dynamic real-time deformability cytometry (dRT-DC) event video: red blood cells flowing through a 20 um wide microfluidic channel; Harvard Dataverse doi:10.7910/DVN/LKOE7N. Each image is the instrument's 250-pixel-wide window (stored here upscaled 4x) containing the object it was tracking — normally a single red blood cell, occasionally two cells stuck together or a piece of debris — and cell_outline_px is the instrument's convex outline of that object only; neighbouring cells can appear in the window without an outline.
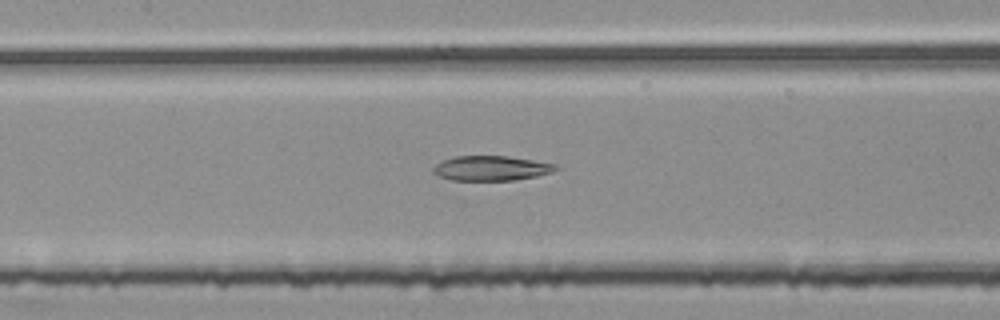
{"species": "common noctule bat (a hibernating species)", "species_latin": "Nyctalus noctula", "temperature_condition": "room temperature", "stored_images_in_passage": 54, "camera_frame_rate_fps": 3000, "um_per_image_px": 0.085, "animal": {"sex": "female", "body_mass_g": 25.1}, "frame": {"image": 1, "passage_image": 25, "time_ms": 8.0, "image_size_px": [1000, 320], "cell_outline_px": [[560, 168], [552, 172], [536, 176], [512, 180], [452, 180], [440, 176], [432, 172], [432, 168], [440, 160], [456, 156], [508, 156], [556, 164]], "centroid_in_image_um": [41.73, 14.29], "position_along_channel_um": 165.7, "area_um2": 17.69}}
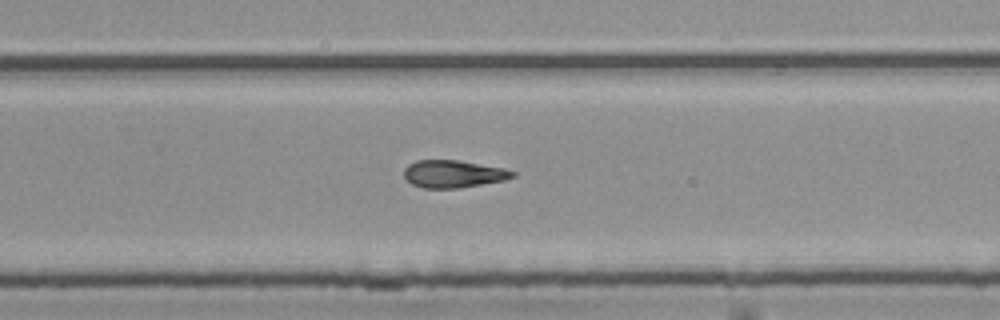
{"frame": {"image": 2, "passage_image": 35, "time_ms": 11.333, "image_size_px": [1000, 320], "cell_outline_px": [[516, 176], [504, 180], [456, 188], [424, 188], [412, 184], [404, 176], [404, 168], [408, 164], [416, 160], [456, 160], [504, 168], [516, 172]], "centroid_in_image_um": [38.52, 14.77], "position_along_channel_um": 291.3, "area_um2": 17.22}}
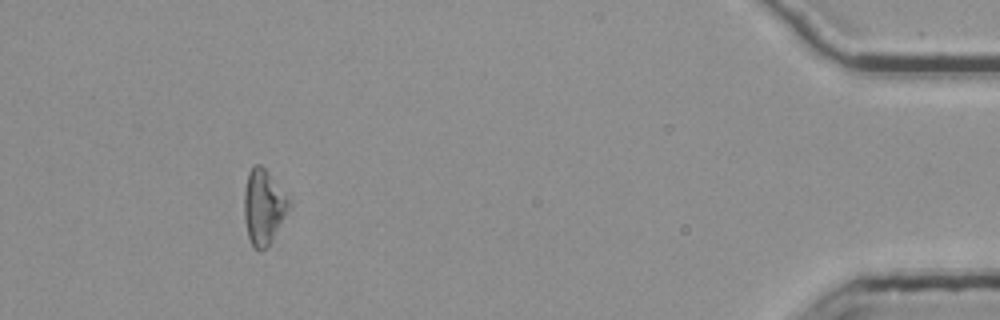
{"frame": {"image": 3, "passage_image": 50, "time_ms": 16.333, "image_size_px": [1000, 320], "cell_outline_px": [[288, 208], [268, 248], [260, 252], [252, 248], [248, 236], [244, 220], [244, 192], [248, 172], [256, 164], [260, 164], [268, 172], [288, 200]], "centroid_in_image_um": [22.34, 17.65], "position_along_channel_um": 412.9, "area_um2": 19.13}}